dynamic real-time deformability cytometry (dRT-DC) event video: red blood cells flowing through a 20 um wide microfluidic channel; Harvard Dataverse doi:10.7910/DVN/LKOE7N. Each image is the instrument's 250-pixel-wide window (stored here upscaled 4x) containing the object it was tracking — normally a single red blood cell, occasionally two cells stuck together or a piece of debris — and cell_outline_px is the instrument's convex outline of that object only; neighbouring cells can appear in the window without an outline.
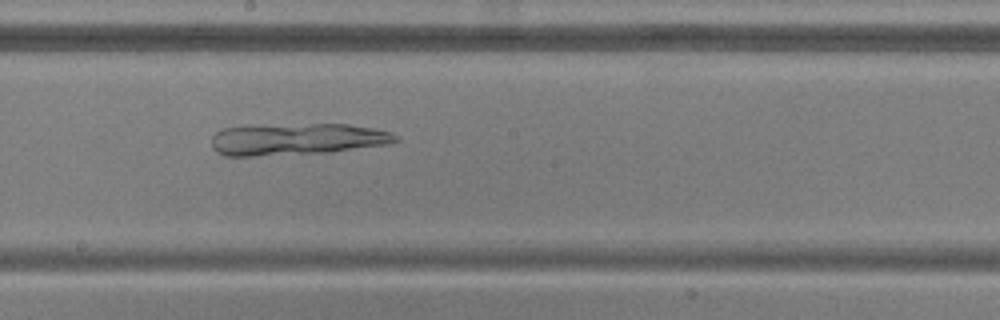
{"species": "common noctule bat (a hibernating species)", "species_latin": "Nyctalus noctula", "temperature_condition": "warm", "stored_images_in_passage": 38, "camera_frame_rate_fps": 3000, "um_per_image_px": 0.085, "animal": {"sex": "male", "body_mass_g": 20.5, "forearm_length_mm": 52.5}, "frame": {"image": 1, "passage_image": 14, "time_ms": 4.333, "image_size_px": [1000, 320], "cell_outline_px": [[400, 140], [388, 144], [328, 152], [252, 156], [224, 156], [216, 152], [212, 148], [212, 136], [220, 128], [244, 124], [348, 124], [372, 128], [388, 132], [400, 136]], "centroid_in_image_um": [25.14, 11.81], "position_along_channel_um": 223.1, "area_um2": 34.68}}
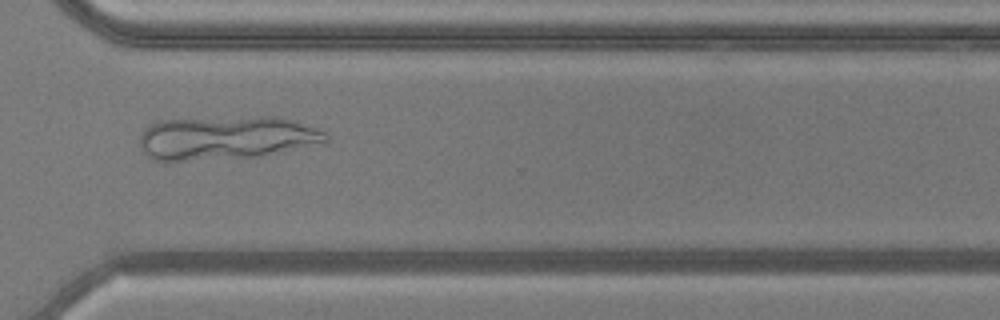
{"frame": {"image": 2, "passage_image": 24, "time_ms": 7.667, "image_size_px": [1000, 320], "cell_outline_px": [[328, 140], [260, 156], [168, 164], [164, 164], [152, 160], [144, 152], [140, 144], [140, 132], [144, 128], [160, 120], [260, 116], [276, 116], [316, 128], [324, 132], [328, 136]], "centroid_in_image_um": [19.05, 11.75], "position_along_channel_um": 351.5, "area_um2": 47.74}}
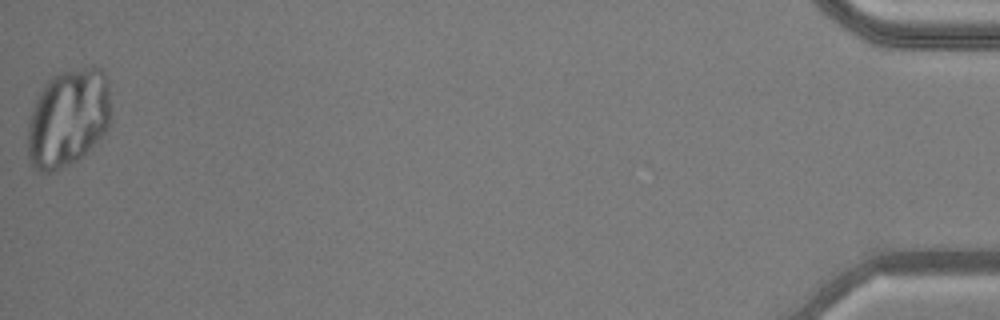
{"frame": {"image": 3, "passage_image": 38, "time_ms": 12.333, "image_size_px": [1000, 320], "cell_outline_px": [[112, 112], [108, 128], [104, 136], [76, 160], [56, 172], [40, 172], [32, 164], [28, 156], [28, 116], [44, 84], [52, 76], [60, 72], [92, 64], [104, 68], [108, 76]], "centroid_in_image_um": [5.84, 9.97], "position_along_channel_um": 429.4, "area_um2": 48.73}}